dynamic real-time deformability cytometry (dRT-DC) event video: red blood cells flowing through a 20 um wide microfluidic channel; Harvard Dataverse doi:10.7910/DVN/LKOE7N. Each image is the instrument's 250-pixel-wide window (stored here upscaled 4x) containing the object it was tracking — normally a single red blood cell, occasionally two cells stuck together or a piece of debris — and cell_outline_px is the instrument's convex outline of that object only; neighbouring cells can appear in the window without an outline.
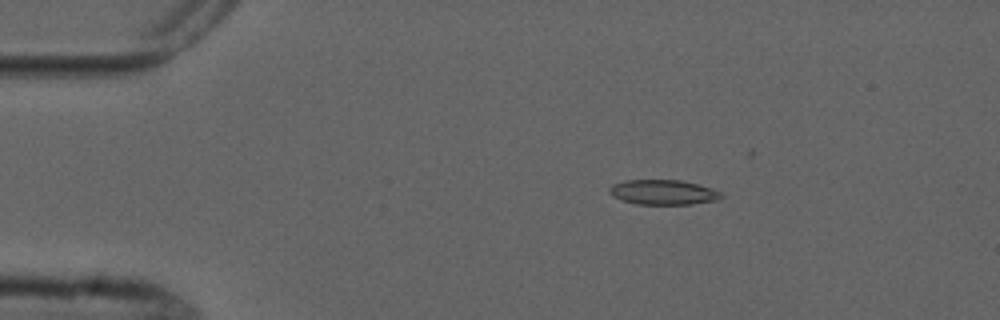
{"species": "common noctule bat (a hibernating species)", "species_latin": "Nyctalus noctula", "temperature_condition": "cold", "stored_images_in_passage": 4, "camera_frame_rate_fps": 3000, "um_per_image_px": 0.085, "animal": {"sex": "male", "forearm_length_mm": 52.5}, "frame": {"image": 1, "passage_image": 3, "time_ms": 2.333, "image_size_px": [1000, 320], "cell_outline_px": [[724, 196], [720, 200], [692, 204], [636, 204], [612, 196], [608, 192], [608, 188], [612, 184], [624, 180], [680, 180], [712, 188], [720, 192]], "centroid_in_image_um": [56.37, 16.34], "position_along_channel_um": 28.6, "area_um2": 16.3}}